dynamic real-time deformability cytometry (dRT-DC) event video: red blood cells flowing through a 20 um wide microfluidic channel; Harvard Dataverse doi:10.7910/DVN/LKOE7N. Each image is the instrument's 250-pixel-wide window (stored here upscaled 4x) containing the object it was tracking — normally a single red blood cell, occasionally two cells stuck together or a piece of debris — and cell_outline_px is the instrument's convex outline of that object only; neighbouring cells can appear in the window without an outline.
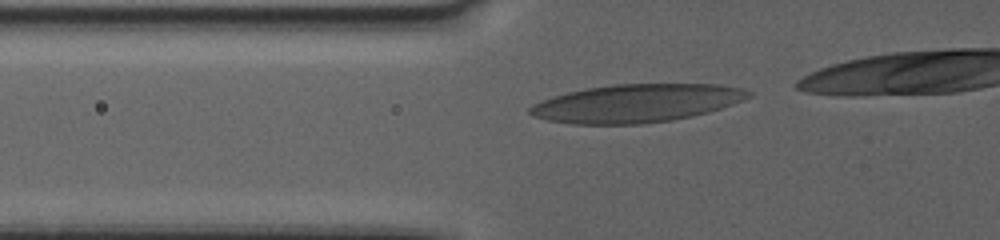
{"species": "human", "species_latin": "Homo sapiens", "temperature_condition": "warm", "stored_images_in_passage": 35, "camera_frame_rate_fps": 3000, "um_per_image_px": 0.085, "donor": {"sex": "female"}, "frame": {"image": 1, "passage_image": 2, "time_ms": 0.333, "image_size_px": [1000, 240], "cell_outline_px": [[752, 96], [720, 108], [672, 120], [640, 124], [572, 124], [548, 120], [532, 116], [528, 112], [528, 108], [544, 100], [568, 92], [588, 88], [616, 84], [712, 84], [740, 88], [752, 92]], "centroid_in_image_um": [54.07, 8.78], "position_along_channel_um": 71.7, "area_um2": 47.8}}
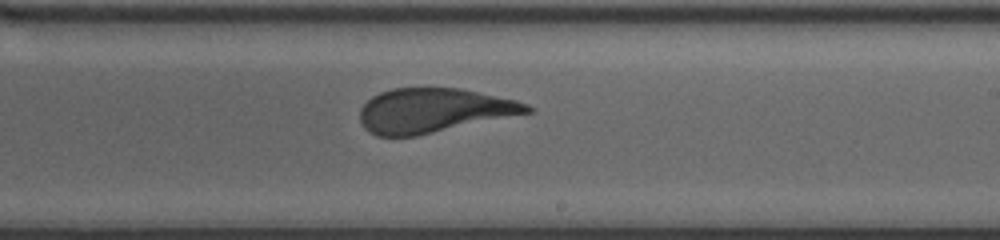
{"frame": {"image": 2, "passage_image": 19, "time_ms": 6.0, "image_size_px": [1000, 240], "cell_outline_px": [[532, 112], [416, 136], [376, 136], [368, 132], [364, 128], [360, 120], [360, 108], [372, 96], [380, 92], [392, 88], [460, 88], [516, 100], [528, 104], [532, 108]], "centroid_in_image_um": [36.82, 9.39], "position_along_channel_um": 252.2, "area_um2": 43.06}}
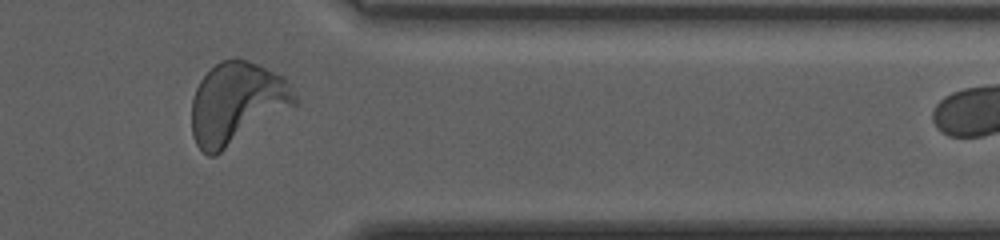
{"frame": {"image": 3, "passage_image": 32, "time_ms": 10.333, "image_size_px": [1000, 240], "cell_outline_px": [[296, 104], [216, 156], [208, 156], [196, 144], [192, 136], [192, 100], [196, 88], [200, 80], [220, 60], [236, 56], [260, 64], [280, 76], [288, 84], [296, 100]], "centroid_in_image_um": [20.07, 8.77], "position_along_channel_um": 391.3, "area_um2": 48.78}}